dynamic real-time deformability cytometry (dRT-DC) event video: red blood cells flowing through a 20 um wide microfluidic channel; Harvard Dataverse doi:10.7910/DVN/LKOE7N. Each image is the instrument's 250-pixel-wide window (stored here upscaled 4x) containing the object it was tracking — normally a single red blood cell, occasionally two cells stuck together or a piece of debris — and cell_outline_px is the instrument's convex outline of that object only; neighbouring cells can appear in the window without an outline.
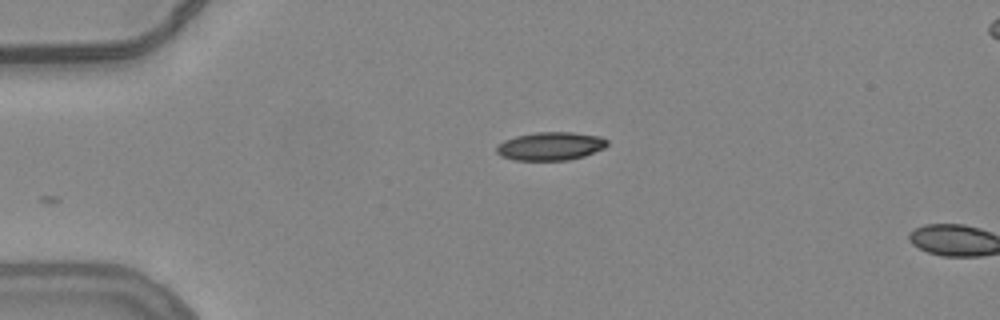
{"species": "common noctule bat (a hibernating species)", "species_latin": "Nyctalus noctula", "temperature_condition": "warm", "stored_images_in_passage": 2, "camera_frame_rate_fps": 3000, "um_per_image_px": 0.085, "animal": {"sex": "female", "body_mass_g": 24.6, "forearm_length_mm": 56.2}, "frame": {"image": 1, "passage_image": 1, "time_ms": 0.0, "image_size_px": [1000, 320], "cell_outline_px": [[608, 144], [604, 148], [584, 156], [568, 160], [516, 160], [500, 156], [496, 152], [496, 144], [504, 140], [516, 136], [536, 132], [572, 132], [600, 136], [608, 140]], "centroid_in_image_um": [46.77, 12.42], "position_along_channel_um": 38.2, "area_um2": 18.32}}